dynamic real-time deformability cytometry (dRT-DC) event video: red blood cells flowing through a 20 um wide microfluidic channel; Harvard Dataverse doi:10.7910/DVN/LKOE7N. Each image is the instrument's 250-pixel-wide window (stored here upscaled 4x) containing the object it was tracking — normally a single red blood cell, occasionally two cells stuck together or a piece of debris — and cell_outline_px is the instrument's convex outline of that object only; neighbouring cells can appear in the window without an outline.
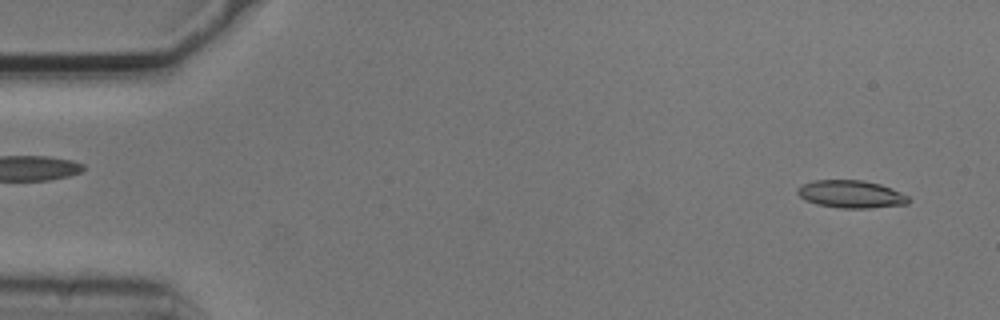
{"species": "common noctule bat (a hibernating species)", "species_latin": "Nyctalus noctula", "temperature_condition": "cold", "stored_images_in_passage": 2, "camera_frame_rate_fps": 3000, "um_per_image_px": 0.085, "animal": {"sex": "male", "body_mass_g": 20.5, "forearm_length_mm": 52.5}, "frame": {"image": 1, "passage_image": 2, "time_ms": 0.333, "image_size_px": [1000, 320], "cell_outline_px": [[908, 204], [868, 208], [840, 208], [816, 204], [804, 200], [796, 192], [796, 188], [812, 180], [864, 180], [880, 184], [892, 188], [908, 196]], "centroid_in_image_um": [72.31, 16.5], "position_along_channel_um": 12.7, "area_um2": 17.92}}